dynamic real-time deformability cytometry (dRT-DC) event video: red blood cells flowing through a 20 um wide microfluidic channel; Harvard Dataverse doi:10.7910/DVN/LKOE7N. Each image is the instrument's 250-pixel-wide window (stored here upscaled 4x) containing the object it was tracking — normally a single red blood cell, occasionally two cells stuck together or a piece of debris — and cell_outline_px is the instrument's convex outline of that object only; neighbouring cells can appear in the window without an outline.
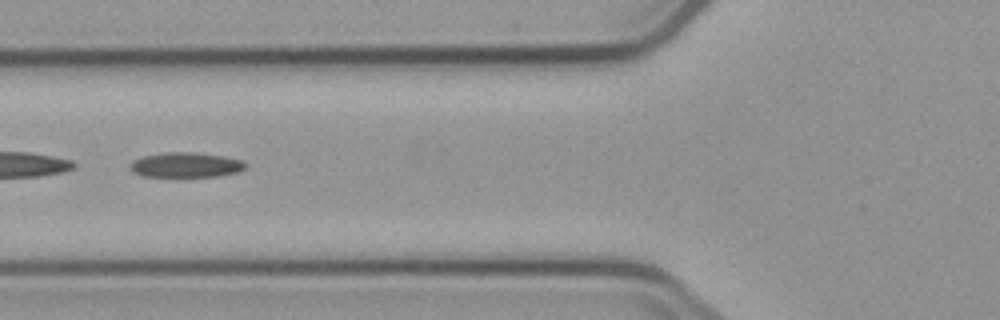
{"species": "common noctule bat (a hibernating species)", "species_latin": "Nyctalus noctula", "temperature_condition": "cold", "stored_images_in_passage": 2, "camera_frame_rate_fps": 3000, "um_per_image_px": 0.085, "animal": {"sex": "male", "body_mass_g": 23.1, "forearm_length_mm": 52.7}, "frame": {"image": 1, "passage_image": 2, "time_ms": 1.333, "image_size_px": [1000, 320], "cell_outline_px": [[248, 164], [240, 172], [220, 176], [144, 176], [132, 172], [128, 168], [128, 164], [132, 160], [144, 156], [168, 152], [192, 152], [220, 156], [244, 160]], "centroid_in_image_um": [15.79, 14.02], "position_along_channel_um": 110.0, "area_um2": 16.82}}